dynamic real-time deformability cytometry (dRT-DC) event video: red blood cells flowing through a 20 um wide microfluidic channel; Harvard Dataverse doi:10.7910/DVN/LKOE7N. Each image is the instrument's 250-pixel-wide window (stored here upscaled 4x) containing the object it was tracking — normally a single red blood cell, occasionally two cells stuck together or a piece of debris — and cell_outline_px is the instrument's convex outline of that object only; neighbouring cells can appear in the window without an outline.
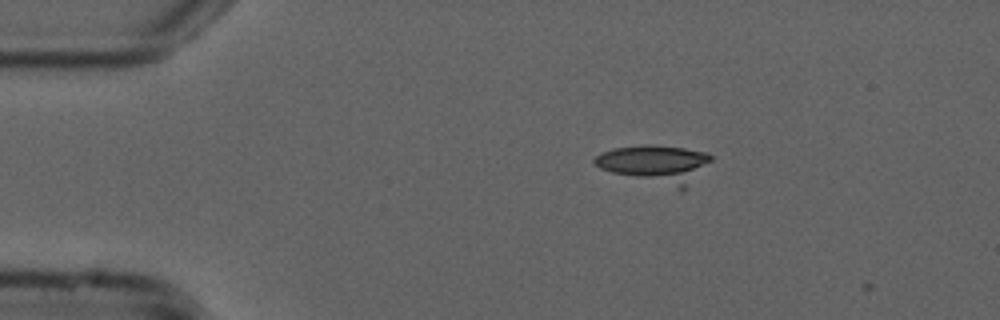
{"species": "common noctule bat (a hibernating species)", "species_latin": "Nyctalus noctula", "temperature_condition": "cold", "stored_images_in_passage": 6, "camera_frame_rate_fps": 3000, "um_per_image_px": 0.085, "animal": {"sex": "male", "forearm_length_mm": 52.5}, "frame": {"image": 1, "passage_image": 4, "time_ms": 1.0, "image_size_px": [1000, 320], "cell_outline_px": [[712, 160], [680, 192], [612, 172], [600, 168], [592, 160], [596, 156], [612, 148], [644, 144], [652, 144], [684, 148], [708, 152], [712, 156]], "centroid_in_image_um": [55.72, 13.95], "position_along_channel_um": 29.3, "area_um2": 25.89}}